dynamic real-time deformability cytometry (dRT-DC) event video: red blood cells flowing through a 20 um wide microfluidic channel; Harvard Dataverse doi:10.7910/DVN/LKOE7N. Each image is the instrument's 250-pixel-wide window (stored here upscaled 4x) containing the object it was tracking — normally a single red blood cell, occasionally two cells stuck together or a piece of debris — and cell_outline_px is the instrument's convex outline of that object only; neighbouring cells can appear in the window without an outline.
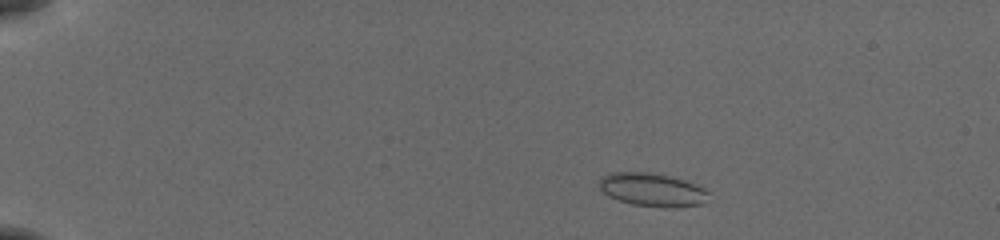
{"species": "common noctule bat (a hibernating species)", "species_latin": "Nyctalus noctula", "temperature_condition": "cold", "stored_images_in_passage": 50, "camera_frame_rate_fps": 3000, "um_per_image_px": 0.085, "animal": {"sex": "female", "body_mass_g": 19.5, "forearm_length_mm": 54.1}, "frame": {"image": 1, "passage_image": 6, "time_ms": 1.667, "image_size_px": [1000, 240], "cell_outline_px": [[708, 192], [704, 204], [676, 208], [664, 208], [632, 204], [608, 196], [600, 188], [600, 176], [612, 172], [648, 172], [668, 176], [684, 180], [704, 188]], "centroid_in_image_um": [55.44, 16.14], "position_along_channel_um": 29.6, "area_um2": 21.21}}
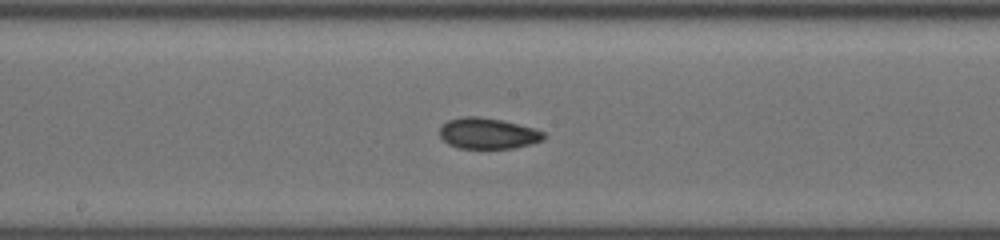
{"frame": {"image": 2, "passage_image": 27, "time_ms": 8.667, "image_size_px": [1000, 240], "cell_outline_px": [[548, 136], [544, 140], [532, 144], [512, 148], [460, 148], [448, 144], [440, 136], [440, 128], [448, 120], [464, 116], [480, 116], [500, 120], [532, 128], [544, 132]], "centroid_in_image_um": [41.49, 11.34], "position_along_channel_um": 206.7, "area_um2": 18.67}}
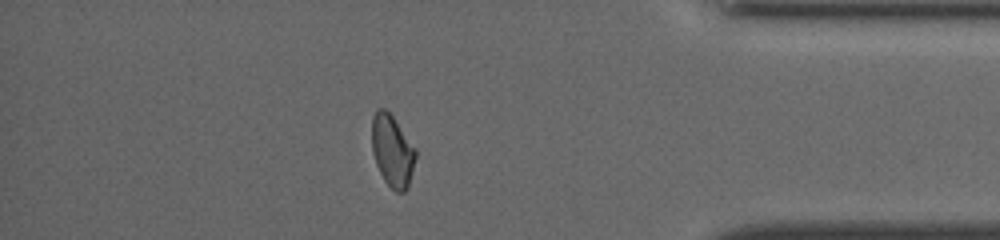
{"frame": {"image": 3, "passage_image": 44, "time_ms": 14.333, "image_size_px": [1000, 240], "cell_outline_px": [[416, 156], [408, 188], [404, 192], [396, 192], [384, 180], [376, 164], [372, 152], [372, 116], [376, 108], [384, 108], [392, 116], [416, 148]], "centroid_in_image_um": [33.34, 12.81], "position_along_channel_um": 401.9, "area_um2": 18.32}, "authors_computed_cell_mechanics": {"area_um2": 18.6983, "velocity_mm_per_s": 3.8672, "shape_relaxation_time_tau1_ms": null, "shape_relaxation_time_tau2_ms": 3.2731, "deformation_change_tau1": null, "deformation_change_tau2": 0.0593}}